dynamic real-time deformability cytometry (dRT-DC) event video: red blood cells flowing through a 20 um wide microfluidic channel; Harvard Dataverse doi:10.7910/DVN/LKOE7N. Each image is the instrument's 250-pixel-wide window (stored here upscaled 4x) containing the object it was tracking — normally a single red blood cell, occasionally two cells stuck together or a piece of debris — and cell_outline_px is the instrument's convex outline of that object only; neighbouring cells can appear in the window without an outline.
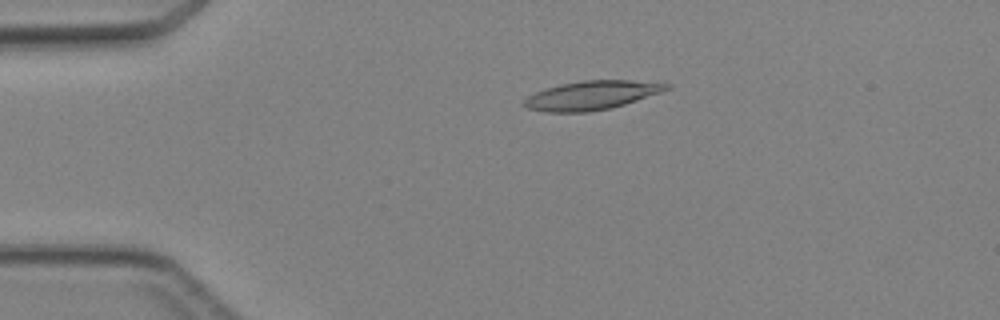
{"species": "Egyptian fruit bat (a non-hibernating species)", "species_latin": "Rousettus aegyptiacus", "temperature_condition": "cold", "stored_images_in_passage": 46, "camera_frame_rate_fps": 3000, "um_per_image_px": 0.085, "animal": {"sex": "female"}, "frame": {"image": 1, "passage_image": 10, "time_ms": 3.0, "image_size_px": [1000, 320], "cell_outline_px": [[672, 88], [624, 104], [608, 108], [588, 112], [548, 112], [528, 108], [520, 104], [528, 96], [544, 88], [560, 84], [584, 80], [628, 80], [672, 84]], "centroid_in_image_um": [50.25, 8.09], "position_along_channel_um": 34.7, "area_um2": 23.76}}
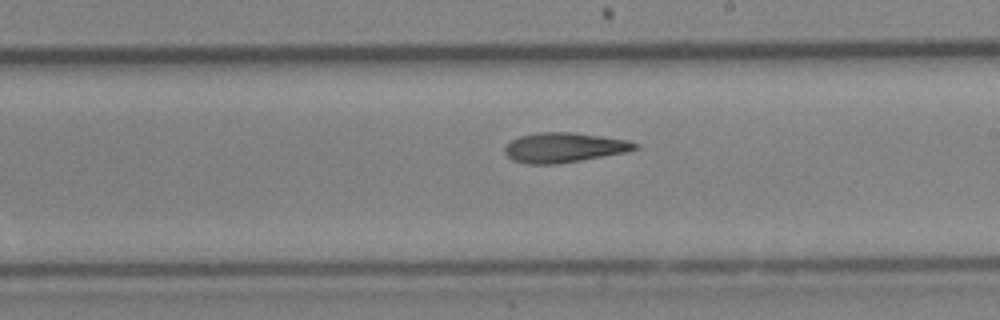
{"frame": {"image": 2, "passage_image": 27, "time_ms": 8.667, "image_size_px": [1000, 320], "cell_outline_px": [[640, 148], [624, 152], [580, 160], [556, 164], [528, 164], [512, 160], [504, 152], [504, 148], [512, 140], [520, 136], [536, 132], [572, 132], [628, 140], [640, 144]], "centroid_in_image_um": [47.94, 12.53], "position_along_channel_um": 241.1, "area_um2": 22.48}}
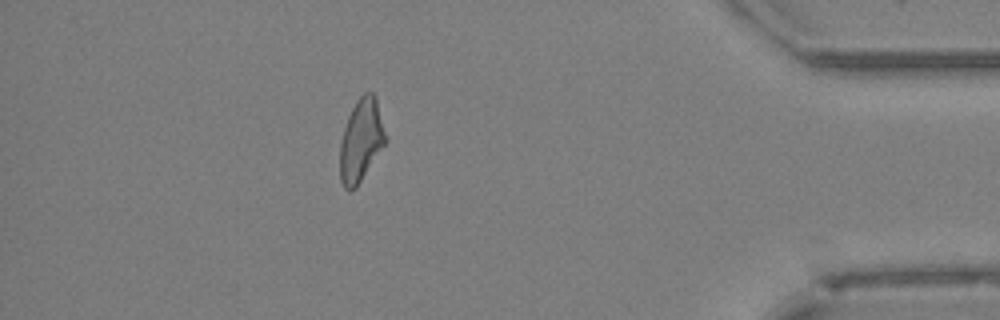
{"frame": {"image": 3, "passage_image": 41, "time_ms": 13.333, "image_size_px": [1000, 320], "cell_outline_px": [[388, 140], [356, 188], [348, 192], [344, 188], [340, 180], [340, 144], [344, 128], [348, 116], [356, 100], [364, 92], [372, 92], [376, 96]], "centroid_in_image_um": [30.7, 11.93], "position_along_channel_um": 404.5, "area_um2": 22.2}}